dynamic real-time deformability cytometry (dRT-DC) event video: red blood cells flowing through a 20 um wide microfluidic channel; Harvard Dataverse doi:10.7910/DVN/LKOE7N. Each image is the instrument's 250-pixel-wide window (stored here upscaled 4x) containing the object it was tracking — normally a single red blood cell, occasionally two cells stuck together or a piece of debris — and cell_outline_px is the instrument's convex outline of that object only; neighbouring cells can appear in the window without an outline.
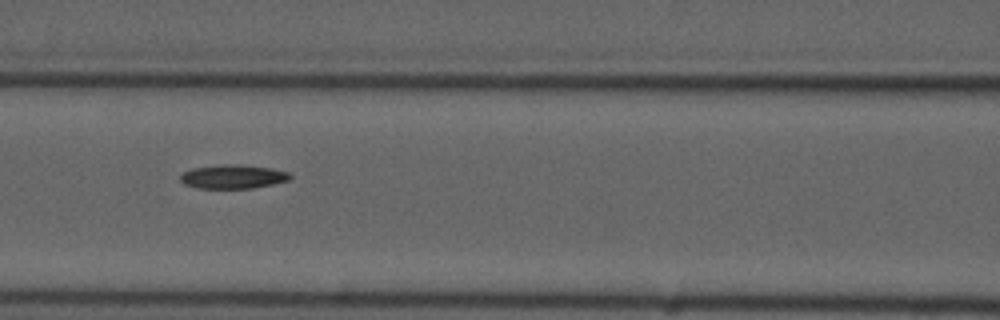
{"species": "common noctule bat (a hibernating species)", "species_latin": "Nyctalus noctula", "temperature_condition": "cold", "stored_images_in_passage": 9, "camera_frame_rate_fps": 3000, "um_per_image_px": 0.085, "animal": {"sex": "male", "forearm_length_mm": 52.5}, "frame": {"image": 1, "passage_image": 6, "time_ms": 5.667, "image_size_px": [1000, 320], "cell_outline_px": [[292, 176], [288, 180], [272, 184], [252, 188], [196, 188], [184, 184], [180, 180], [180, 176], [184, 172], [192, 168], [220, 164], [240, 164], [272, 168], [288, 172]], "centroid_in_image_um": [19.79, 15.0], "position_along_channel_um": 146.8, "area_um2": 15.32}}
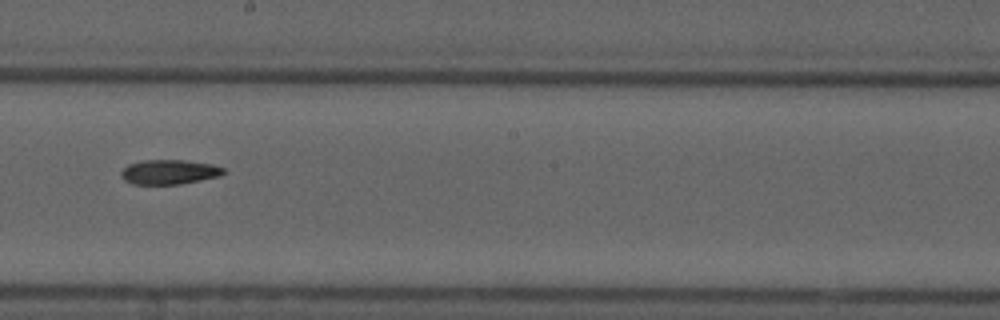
{"frame": {"image": 2, "passage_image": 8, "time_ms": 8.0, "image_size_px": [1000, 320], "cell_outline_px": [[228, 172], [220, 176], [180, 184], [132, 184], [124, 180], [120, 176], [120, 172], [128, 164], [144, 160], [184, 160], [212, 164], [224, 168]], "centroid_in_image_um": [14.39, 14.62], "position_along_channel_um": 233.8, "area_um2": 14.8}}
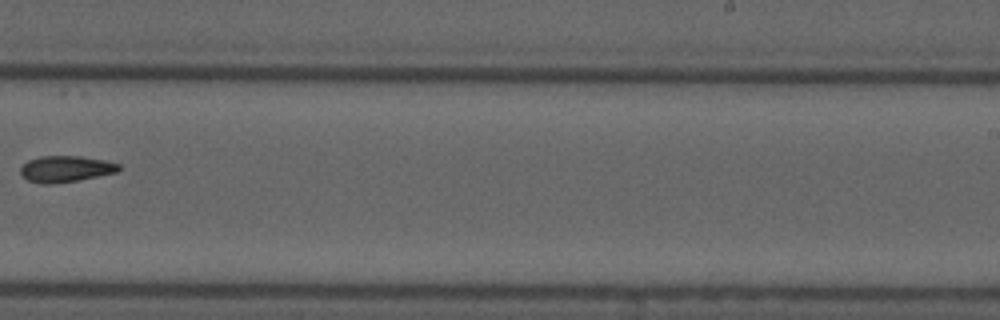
{"frame": {"image": 3, "passage_image": 9, "time_ms": 9.333, "image_size_px": [1000, 320], "cell_outline_px": [[120, 172], [76, 180], [52, 184], [44, 184], [28, 180], [20, 176], [20, 168], [28, 160], [40, 156], [80, 156], [104, 160], [120, 164]], "centroid_in_image_um": [5.58, 14.35], "position_along_channel_um": 283.4, "area_um2": 15.09}}